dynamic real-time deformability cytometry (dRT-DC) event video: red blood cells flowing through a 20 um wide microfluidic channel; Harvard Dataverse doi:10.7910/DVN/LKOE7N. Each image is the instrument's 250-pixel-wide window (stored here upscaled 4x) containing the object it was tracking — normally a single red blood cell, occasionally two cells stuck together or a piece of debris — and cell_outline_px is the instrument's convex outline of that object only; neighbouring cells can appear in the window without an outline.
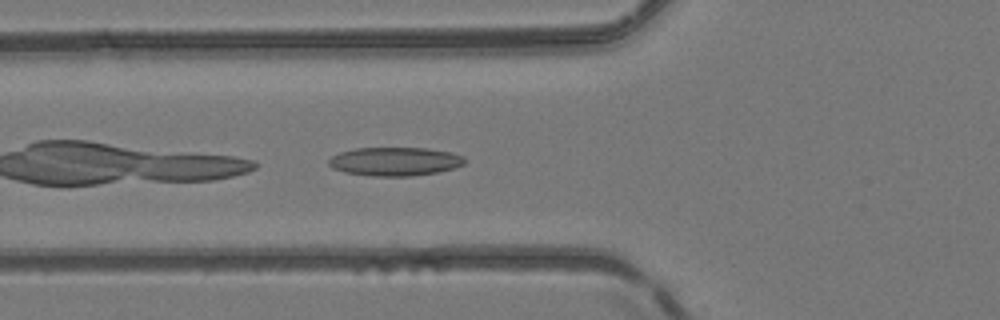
{"species": "common noctule bat (a hibernating species)", "species_latin": "Nyctalus noctula", "temperature_condition": "room temperature", "stored_images_in_passage": 34, "camera_frame_rate_fps": 3000, "um_per_image_px": 0.085, "animal": {"sex": "female", "body_mass_g": 24.6, "forearm_length_mm": 56.2}, "frame": {"image": 1, "passage_image": 3, "time_ms": 0.667, "image_size_px": [1000, 320], "cell_outline_px": [[468, 160], [464, 164], [440, 172], [412, 176], [372, 176], [344, 172], [332, 168], [328, 164], [328, 160], [332, 156], [340, 152], [356, 148], [428, 148], [448, 152], [464, 156]], "centroid_in_image_um": [33.57, 13.73], "position_along_channel_um": 92.2, "area_um2": 22.77}}
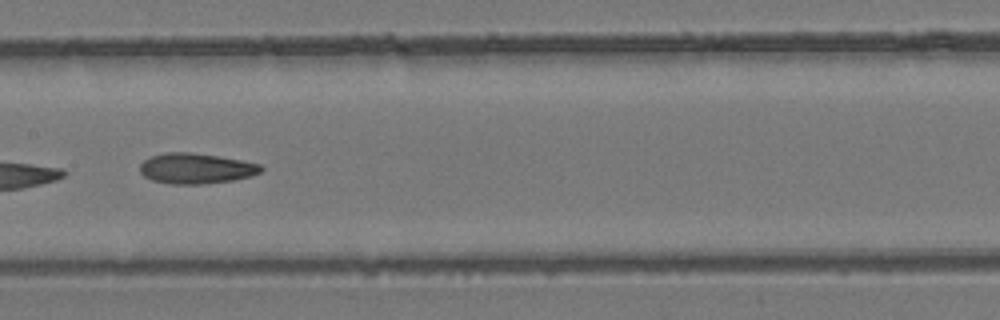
{"frame": {"image": 2, "passage_image": 10, "time_ms": 3.0, "image_size_px": [1000, 320], "cell_outline_px": [[264, 168], [260, 172], [252, 176], [232, 180], [200, 184], [172, 184], [152, 180], [144, 176], [140, 172], [140, 164], [144, 160], [152, 156], [168, 152], [188, 152], [216, 156], [240, 160], [260, 164]], "centroid_in_image_um": [16.65, 14.32], "position_along_channel_um": 190.7, "area_um2": 21.27}}
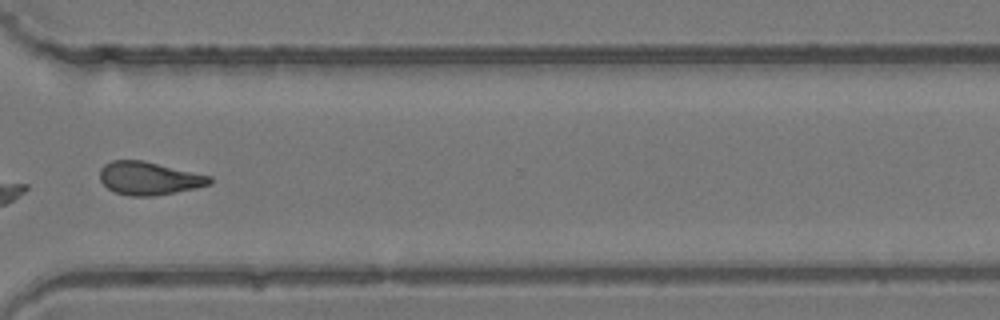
{"frame": {"image": 3, "passage_image": 22, "time_ms": 7.0, "image_size_px": [1000, 320], "cell_outline_px": [[212, 184], [196, 188], [152, 196], [128, 196], [116, 192], [108, 188], [100, 180], [100, 168], [104, 164], [112, 160], [144, 160], [212, 176]], "centroid_in_image_um": [12.68, 15.14], "position_along_channel_um": 357.9, "area_um2": 21.27}, "authors_computed_cell_mechanics": {"area_um2": 20.9525, "velocity_mm_per_s": 4.197, "shape_relaxation_time_tau1_ms": null, "shape_relaxation_time_tau2_ms": 4.6666, "deformation_change_tau1": null, "deformation_change_tau2": 0.133}}